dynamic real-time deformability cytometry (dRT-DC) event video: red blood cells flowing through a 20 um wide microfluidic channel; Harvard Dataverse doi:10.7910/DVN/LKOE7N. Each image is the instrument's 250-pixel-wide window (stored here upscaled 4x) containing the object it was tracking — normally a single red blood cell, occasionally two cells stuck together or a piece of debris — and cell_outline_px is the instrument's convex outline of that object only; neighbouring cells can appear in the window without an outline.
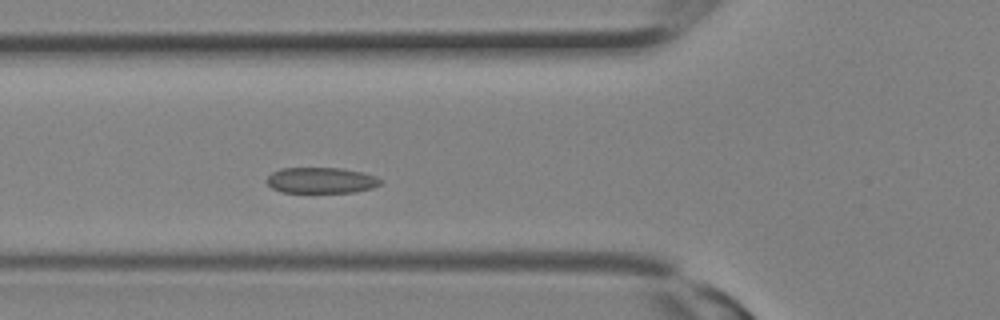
{"species": "Egyptian fruit bat (a non-hibernating species)", "species_latin": "Rousettus aegyptiacus", "temperature_condition": "room temperature", "stored_images_in_passage": 8, "camera_frame_rate_fps": 3000, "um_per_image_px": 0.085, "animal": {"sex": "female"}, "frame": {"image": 1, "passage_image": 8, "time_ms": 2.333, "image_size_px": [1000, 320], "cell_outline_px": [[384, 180], [380, 184], [372, 188], [352, 192], [280, 192], [272, 188], [264, 180], [272, 172], [280, 168], [340, 168], [360, 172], [376, 176]], "centroid_in_image_um": [27.27, 15.33], "position_along_channel_um": 98.5, "area_um2": 17.17}}